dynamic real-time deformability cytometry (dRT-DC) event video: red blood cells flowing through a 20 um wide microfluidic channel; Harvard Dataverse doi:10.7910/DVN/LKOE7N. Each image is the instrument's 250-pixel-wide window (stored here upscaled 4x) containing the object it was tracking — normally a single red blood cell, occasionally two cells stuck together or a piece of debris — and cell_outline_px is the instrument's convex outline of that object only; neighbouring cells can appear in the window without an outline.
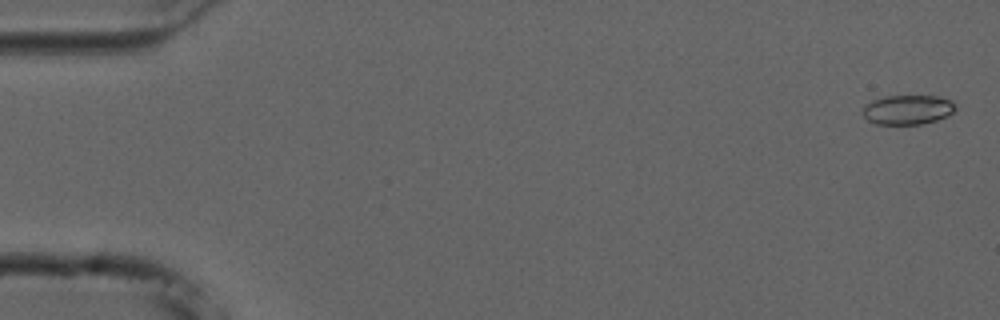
{"species": "common noctule bat (a hibernating species)", "species_latin": "Nyctalus noctula", "temperature_condition": "cold", "stored_images_in_passage": 55, "camera_frame_rate_fps": 3000, "um_per_image_px": 0.085, "animal": {"sex": "male", "forearm_length_mm": 52.5}, "frame": {"image": 1, "passage_image": 2, "time_ms": 0.333, "image_size_px": [1000, 320], "cell_outline_px": [[956, 108], [948, 116], [936, 120], [920, 124], [876, 124], [868, 120], [864, 116], [864, 104], [872, 100], [884, 96], [940, 96], [952, 100], [956, 104]], "centroid_in_image_um": [77.18, 9.31], "position_along_channel_um": 7.8, "area_um2": 16.01}}
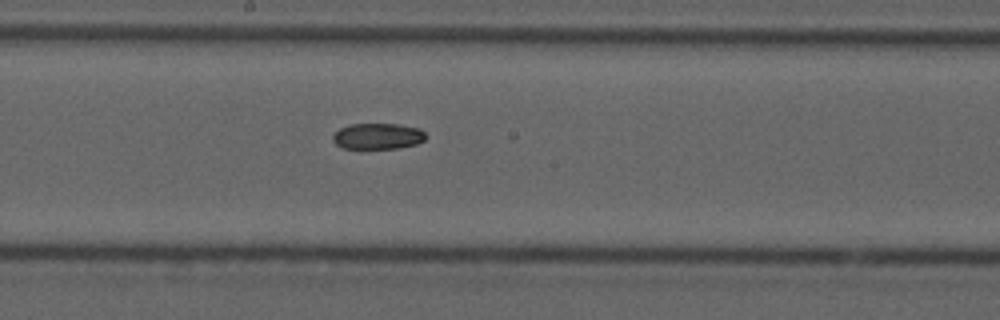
{"frame": {"image": 2, "passage_image": 30, "time_ms": 9.667, "image_size_px": [1000, 320], "cell_outline_px": [[428, 136], [424, 140], [416, 144], [400, 148], [340, 148], [332, 140], [332, 136], [340, 128], [348, 124], [400, 124], [420, 128]], "centroid_in_image_um": [32.12, 11.57], "position_along_channel_um": 216.1, "area_um2": 14.22}}
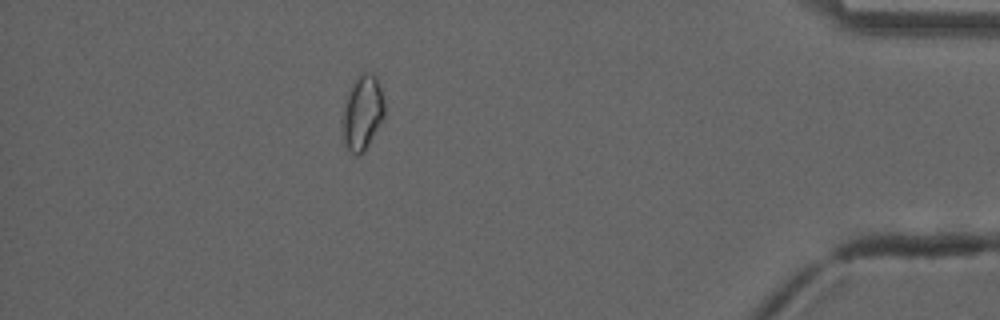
{"frame": {"image": 3, "passage_image": 49, "time_ms": 16.0, "image_size_px": [1000, 320], "cell_outline_px": [[384, 116], [364, 152], [356, 156], [344, 144], [340, 120], [348, 88], [364, 72], [372, 72], [376, 76], [384, 100]], "centroid_in_image_um": [30.76, 9.58], "position_along_channel_um": 404.4, "area_um2": 18.44}}